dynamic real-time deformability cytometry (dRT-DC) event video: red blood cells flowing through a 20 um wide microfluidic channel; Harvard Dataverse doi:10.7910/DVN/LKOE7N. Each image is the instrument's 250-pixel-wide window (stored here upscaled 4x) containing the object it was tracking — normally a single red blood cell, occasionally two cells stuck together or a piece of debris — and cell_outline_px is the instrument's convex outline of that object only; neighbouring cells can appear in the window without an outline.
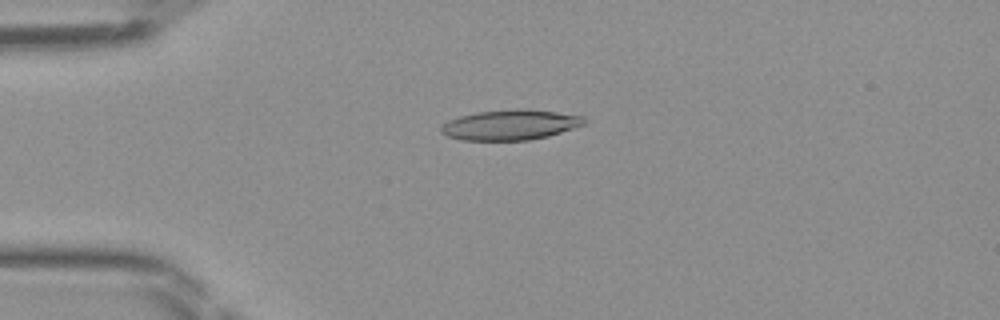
{"species": "Egyptian fruit bat (a non-hibernating species)", "species_latin": "Rousettus aegyptiacus", "temperature_condition": "room temperature", "stored_images_in_passage": 37, "camera_frame_rate_fps": 3000, "um_per_image_px": 0.085, "frame": {"image": 1, "passage_image": 2, "time_ms": 0.333, "image_size_px": [1000, 320], "cell_outline_px": [[584, 124], [548, 136], [528, 140], [460, 140], [448, 136], [440, 132], [440, 124], [448, 120], [460, 116], [476, 112], [516, 108], [524, 108], [556, 112], [584, 116]], "centroid_in_image_um": [43.31, 10.6], "position_along_channel_um": 41.7, "area_um2": 25.26}}
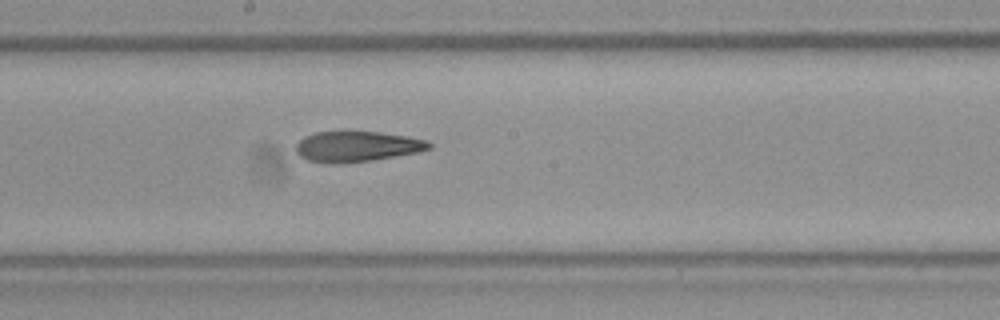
{"frame": {"image": 2, "passage_image": 16, "time_ms": 5.0, "image_size_px": [1000, 320], "cell_outline_px": [[432, 148], [420, 152], [372, 160], [344, 164], [332, 164], [308, 160], [300, 156], [296, 152], [296, 144], [304, 136], [316, 132], [380, 132], [408, 136], [424, 140], [432, 144]], "centroid_in_image_um": [30.34, 12.46], "position_along_channel_um": 217.9, "area_um2": 23.76}}
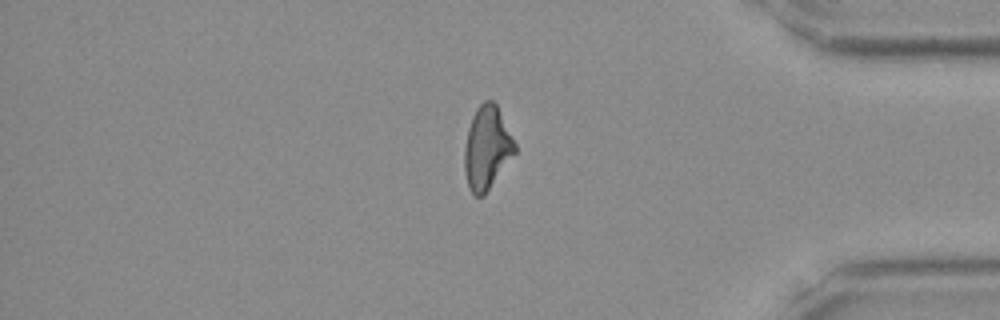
{"frame": {"image": 3, "passage_image": 30, "time_ms": 9.667, "image_size_px": [1000, 320], "cell_outline_px": [[516, 152], [484, 196], [476, 196], [468, 188], [464, 172], [464, 148], [468, 128], [472, 116], [476, 108], [484, 100], [492, 100], [496, 104], [516, 144]], "centroid_in_image_um": [41.37, 12.58], "position_along_channel_um": 393.8, "area_um2": 24.45}}